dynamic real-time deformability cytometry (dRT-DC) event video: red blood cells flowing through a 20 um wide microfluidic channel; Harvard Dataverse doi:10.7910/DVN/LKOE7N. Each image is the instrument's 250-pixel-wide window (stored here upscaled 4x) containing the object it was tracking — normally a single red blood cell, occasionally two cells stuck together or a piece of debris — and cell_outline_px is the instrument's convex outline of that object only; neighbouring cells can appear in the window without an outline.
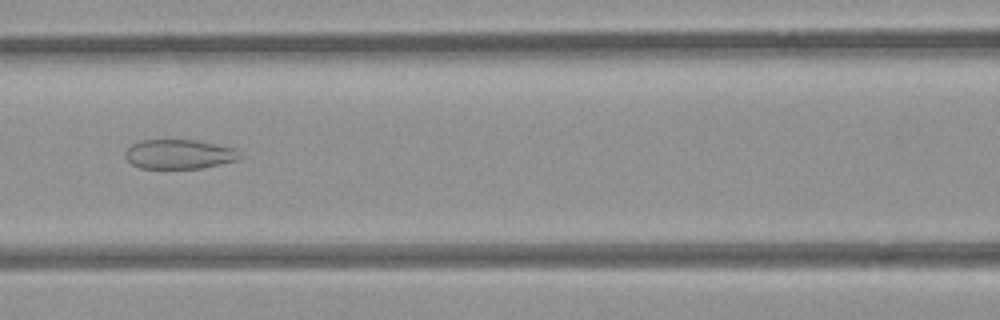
{"species": "common noctule bat (a hibernating species)", "species_latin": "Nyctalus noctula", "temperature_condition": "room temperature", "stored_images_in_passage": 35, "camera_frame_rate_fps": 3000, "um_per_image_px": 0.085, "animal": {"sex": "female", "body_mass_g": 21.9}, "frame": {"image": 1, "passage_image": 13, "time_ms": 4.0, "image_size_px": [1000, 320], "cell_outline_px": [[244, 156], [236, 160], [204, 168], [140, 168], [132, 164], [124, 156], [124, 152], [132, 144], [140, 140], [196, 140], [236, 148]], "centroid_in_image_um": [15.25, 13.1], "position_along_channel_um": 151.4, "area_um2": 19.77}}
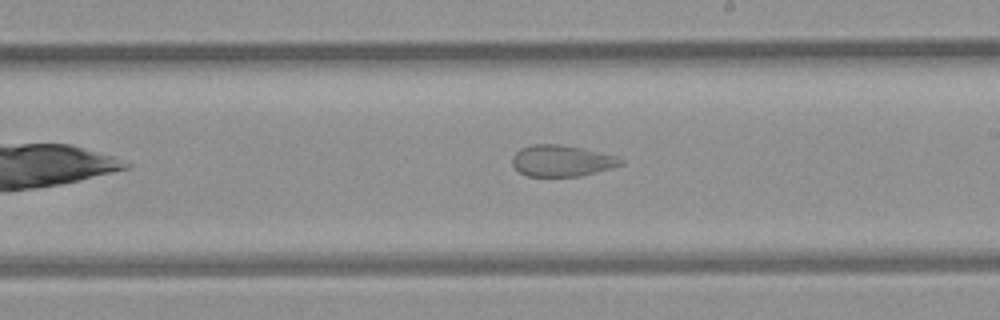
{"frame": {"image": 2, "passage_image": 20, "time_ms": 6.333, "image_size_px": [1000, 320], "cell_outline_px": [[624, 164], [596, 172], [580, 176], [528, 176], [520, 172], [512, 164], [512, 156], [520, 148], [532, 144], [560, 144], [580, 148], [616, 156], [624, 160]], "centroid_in_image_um": [47.73, 13.66], "position_along_channel_um": 241.3, "area_um2": 19.65}}
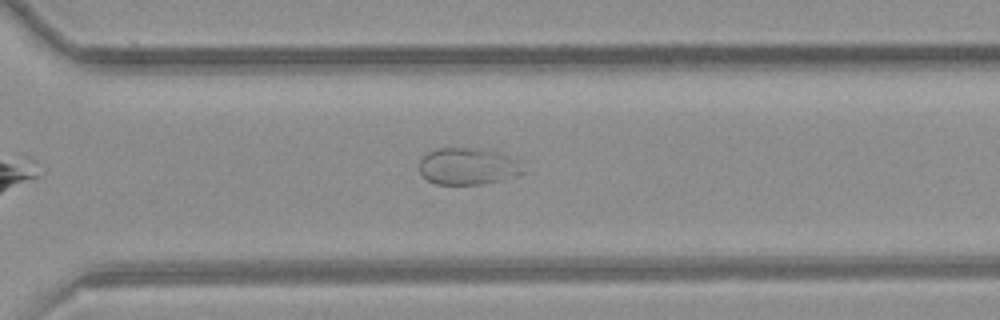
{"frame": {"image": 3, "passage_image": 27, "time_ms": 8.667, "image_size_px": [1000, 320], "cell_outline_px": [[524, 172], [496, 180], [480, 184], [436, 184], [428, 180], [420, 172], [420, 160], [428, 152], [436, 148], [480, 148], [496, 152], [520, 160]], "centroid_in_image_um": [39.74, 14.12], "position_along_channel_um": 330.9, "area_um2": 21.91}}